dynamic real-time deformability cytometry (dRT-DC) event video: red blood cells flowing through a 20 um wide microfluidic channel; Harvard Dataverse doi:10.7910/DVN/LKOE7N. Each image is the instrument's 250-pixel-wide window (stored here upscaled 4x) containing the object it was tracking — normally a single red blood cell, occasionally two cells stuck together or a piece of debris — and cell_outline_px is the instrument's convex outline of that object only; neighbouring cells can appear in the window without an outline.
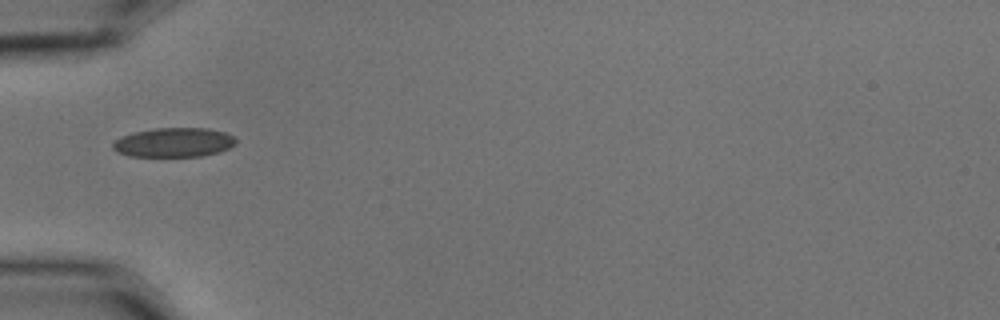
{"species": "common noctule bat (a hibernating species)", "species_latin": "Nyctalus noctula", "temperature_condition": "cold", "stored_images_in_passage": 6, "camera_frame_rate_fps": 3000, "um_per_image_px": 0.085, "animal": {"sex": "male", "body_mass_g": 15.6}, "frame": {"image": 1, "passage_image": 5, "time_ms": 1.333, "image_size_px": [1000, 320], "cell_outline_px": [[236, 144], [220, 152], [200, 156], [128, 156], [116, 152], [112, 148], [112, 144], [120, 136], [132, 132], [156, 128], [208, 128], [224, 132], [236, 136]], "centroid_in_image_um": [14.77, 12.1], "position_along_channel_um": 70.2, "area_um2": 21.21}}
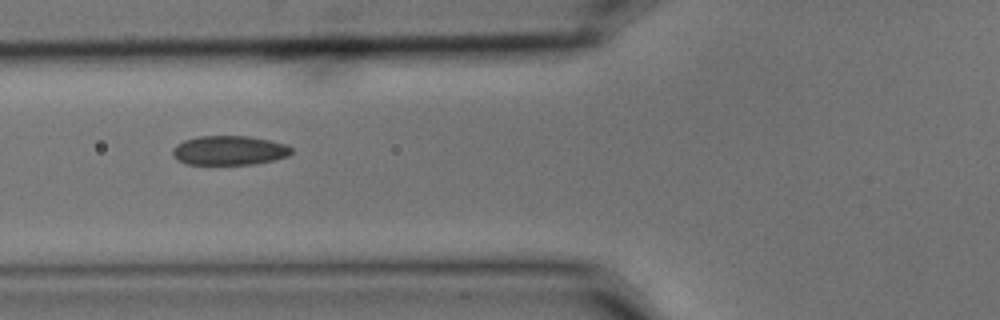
{"frame": {"image": 2, "passage_image": 6, "time_ms": 1.667, "image_size_px": [1000, 320], "cell_outline_px": [[292, 152], [288, 156], [256, 164], [184, 164], [172, 156], [172, 148], [176, 144], [184, 140], [196, 136], [248, 136], [288, 144], [292, 148]], "centroid_in_image_um": [19.46, 12.78], "position_along_channel_um": 106.3, "area_um2": 20.46}}